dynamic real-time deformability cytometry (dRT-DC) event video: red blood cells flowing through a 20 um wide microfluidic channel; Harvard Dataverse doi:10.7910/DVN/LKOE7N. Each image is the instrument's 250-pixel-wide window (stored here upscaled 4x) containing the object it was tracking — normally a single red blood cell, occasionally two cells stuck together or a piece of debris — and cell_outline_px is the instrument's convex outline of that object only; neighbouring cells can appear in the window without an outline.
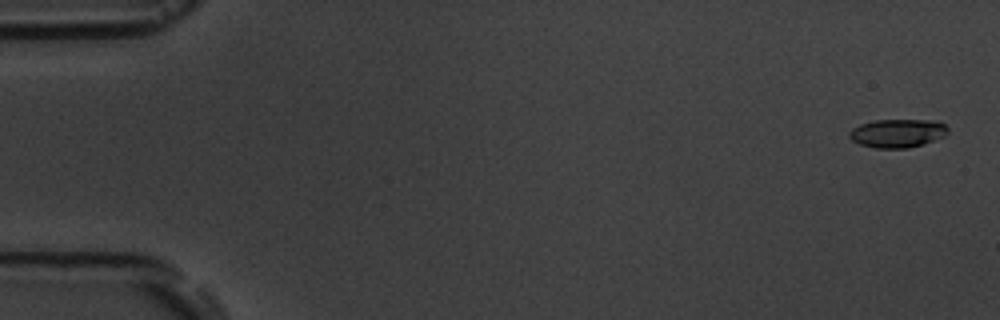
{"species": "common noctule bat (a hibernating species)", "species_latin": "Nyctalus noctula", "temperature_condition": "room temperature", "stored_images_in_passage": 5, "camera_frame_rate_fps": 3000, "um_per_image_px": 0.085, "animal": {"sex": "male", "body_mass_g": 19.5, "forearm_length_mm": 54.6}, "frame": {"image": 1, "passage_image": 1, "time_ms": 0.0, "image_size_px": [1000, 320], "cell_outline_px": [[948, 132], [944, 136], [908, 148], [876, 148], [860, 144], [852, 140], [848, 136], [848, 132], [852, 128], [860, 124], [876, 120], [928, 120], [944, 124], [948, 128]], "centroid_in_image_um": [76.24, 11.32], "position_along_channel_um": 8.8, "area_um2": 16.13}}